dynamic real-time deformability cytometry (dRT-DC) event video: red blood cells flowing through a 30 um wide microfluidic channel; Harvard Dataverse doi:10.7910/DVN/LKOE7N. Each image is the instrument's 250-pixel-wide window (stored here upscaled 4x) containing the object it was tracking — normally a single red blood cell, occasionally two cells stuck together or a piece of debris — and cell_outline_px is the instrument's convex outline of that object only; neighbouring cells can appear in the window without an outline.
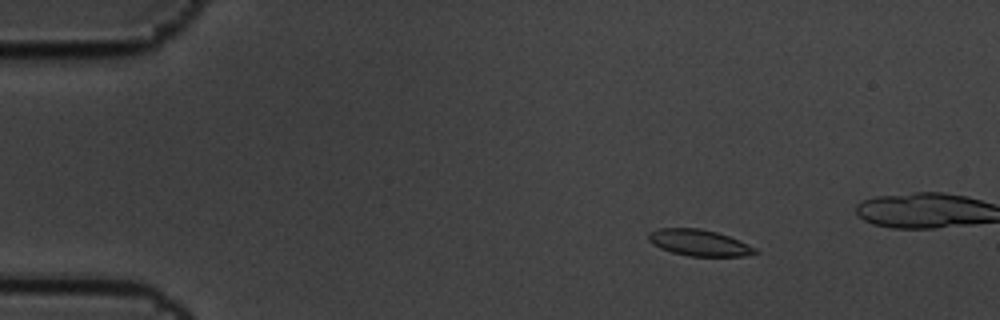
{"species": "common noctule bat (a hibernating species)", "species_latin": "Nyctalus noctula", "temperature_condition": "cold", "stored_images_in_passage": 5, "camera_frame_rate_fps": 3000, "um_per_image_px": 0.085, "animal": {"sex": "male", "body_mass_g": 19.5, "forearm_length_mm": 54.6}, "frame": {"image": 1, "passage_image": 3, "time_ms": 0.667, "image_size_px": [1000, 320], "cell_outline_px": [[760, 252], [744, 256], [688, 256], [672, 252], [660, 248], [652, 244], [648, 240], [648, 232], [656, 228], [700, 228], [716, 232], [740, 240], [756, 248]], "centroid_in_image_um": [59.41, 20.63], "position_along_channel_um": 25.6, "area_um2": 16.47}}